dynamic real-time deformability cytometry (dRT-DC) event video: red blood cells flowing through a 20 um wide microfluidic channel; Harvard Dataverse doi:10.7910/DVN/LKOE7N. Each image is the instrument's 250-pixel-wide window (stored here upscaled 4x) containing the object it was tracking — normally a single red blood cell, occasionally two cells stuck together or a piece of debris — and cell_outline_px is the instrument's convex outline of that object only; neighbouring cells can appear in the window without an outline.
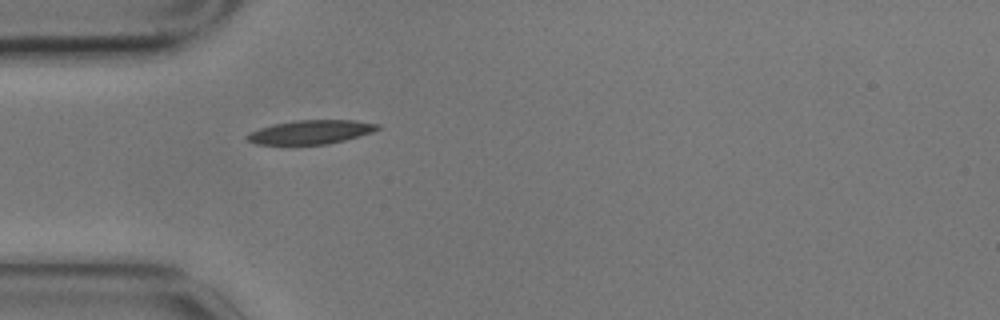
{"species": "common noctule bat (a hibernating species)", "species_latin": "Nyctalus noctula", "temperature_condition": "cold", "stored_images_in_passage": 4, "camera_frame_rate_fps": 3000, "um_per_image_px": 0.085, "animal": {"sex": "male", "body_mass_g": 17.9}, "frame": {"image": 1, "passage_image": 4, "time_ms": 1.0, "image_size_px": [1000, 320], "cell_outline_px": [[380, 128], [372, 132], [344, 140], [328, 144], [256, 144], [248, 140], [244, 136], [248, 132], [272, 124], [296, 120], [356, 120], [380, 124]], "centroid_in_image_um": [26.4, 11.21], "position_along_channel_um": 58.6, "area_um2": 18.15}}